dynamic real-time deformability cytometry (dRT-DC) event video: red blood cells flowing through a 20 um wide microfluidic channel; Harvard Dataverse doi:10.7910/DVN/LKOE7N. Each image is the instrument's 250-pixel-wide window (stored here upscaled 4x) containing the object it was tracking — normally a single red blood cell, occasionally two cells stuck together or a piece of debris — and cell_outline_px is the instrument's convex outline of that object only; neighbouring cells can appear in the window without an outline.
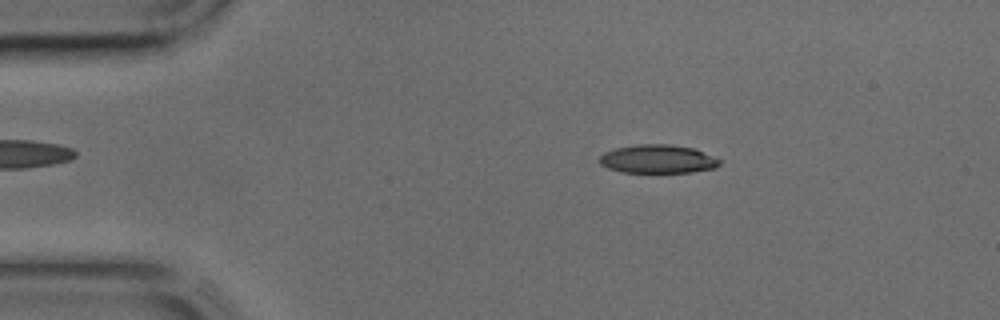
{"species": "common noctule bat (a hibernating species)", "species_latin": "Nyctalus noctula", "temperature_condition": "cold", "stored_images_in_passage": 43, "camera_frame_rate_fps": 3000, "um_per_image_px": 0.085, "animal": {"sex": "male", "body_mass_g": 17.9, "forearm_length_mm": 54.2}, "frame": {"image": 1, "passage_image": 7, "time_ms": 2.0, "image_size_px": [1000, 320], "cell_outline_px": [[720, 164], [716, 168], [692, 172], [620, 172], [608, 168], [600, 164], [600, 156], [604, 152], [616, 148], [636, 144], [672, 144], [692, 148], [720, 160]], "centroid_in_image_um": [55.88, 13.52], "position_along_channel_um": 29.1, "area_um2": 19.83}}
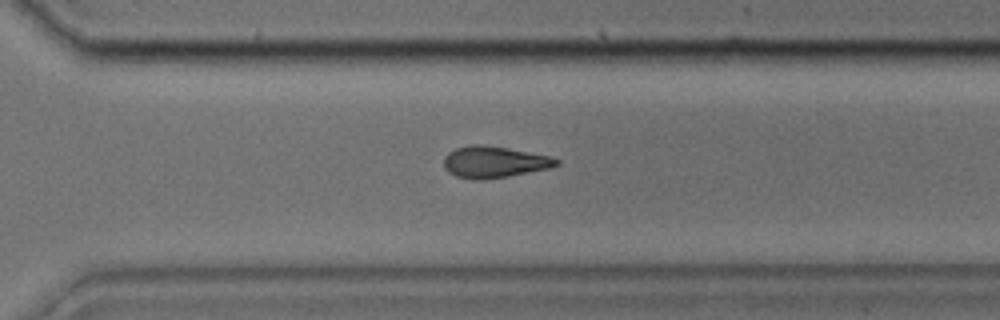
{"frame": {"image": 2, "passage_image": 30, "time_ms": 9.667, "image_size_px": [1000, 320], "cell_outline_px": [[560, 164], [552, 168], [508, 176], [484, 180], [472, 180], [456, 176], [448, 172], [444, 168], [444, 156], [448, 152], [456, 148], [472, 144], [480, 144], [508, 148], [552, 156], [560, 160]], "centroid_in_image_um": [42.02, 13.77], "position_along_channel_um": 328.6, "area_um2": 20.98}}
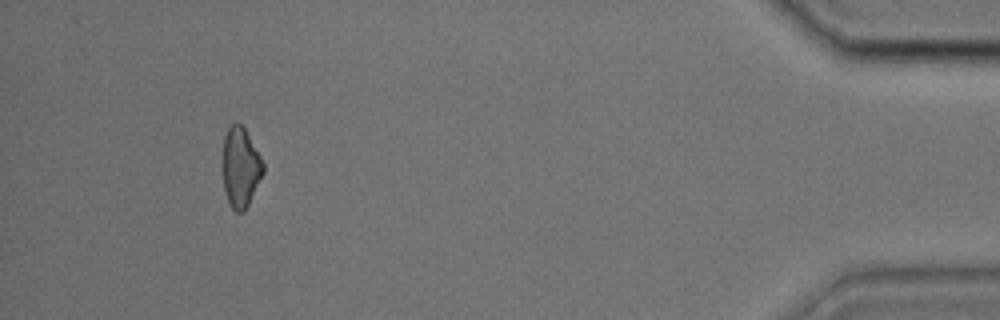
{"frame": {"image": 3, "passage_image": 40, "time_ms": 13.0, "image_size_px": [1000, 320], "cell_outline_px": [[264, 172], [244, 212], [236, 212], [228, 204], [224, 188], [220, 168], [224, 136], [228, 128], [236, 120], [244, 128], [260, 156], [264, 164]], "centroid_in_image_um": [20.39, 14.22], "position_along_channel_um": 414.8, "area_um2": 19.25}}